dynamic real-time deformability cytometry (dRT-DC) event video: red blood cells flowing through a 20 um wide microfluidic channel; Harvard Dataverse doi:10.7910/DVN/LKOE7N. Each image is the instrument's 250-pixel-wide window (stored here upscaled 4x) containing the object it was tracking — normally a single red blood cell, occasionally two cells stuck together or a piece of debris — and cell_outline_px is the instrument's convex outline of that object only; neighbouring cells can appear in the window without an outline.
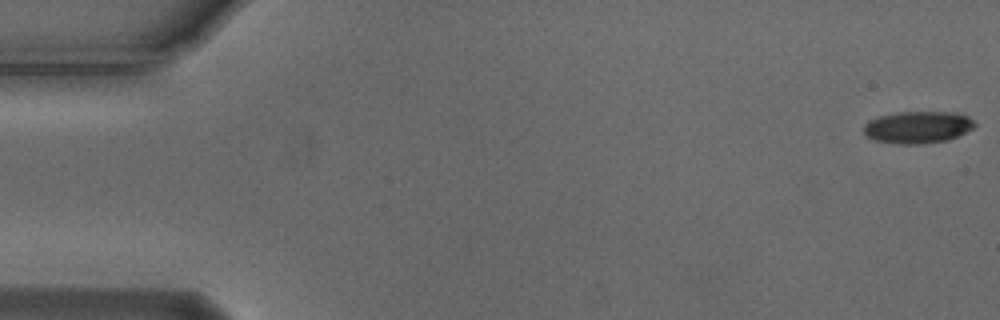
{"species": "Egyptian fruit bat (a non-hibernating species)", "species_latin": "Rousettus aegyptiacus", "temperature_condition": "cold", "stored_images_in_passage": 8, "camera_frame_rate_fps": 3000, "um_per_image_px": 0.085, "animal": {"sex": "male"}, "frame": {"image": 1, "passage_image": 1, "time_ms": 0.0, "image_size_px": [1000, 320], "cell_outline_px": [[976, 124], [972, 128], [948, 140], [920, 144], [900, 144], [876, 140], [868, 136], [864, 132], [864, 124], [868, 120], [880, 116], [900, 112], [952, 112], [968, 116]], "centroid_in_image_um": [78.0, 10.81], "position_along_channel_um": 7.0, "area_um2": 20.46}}